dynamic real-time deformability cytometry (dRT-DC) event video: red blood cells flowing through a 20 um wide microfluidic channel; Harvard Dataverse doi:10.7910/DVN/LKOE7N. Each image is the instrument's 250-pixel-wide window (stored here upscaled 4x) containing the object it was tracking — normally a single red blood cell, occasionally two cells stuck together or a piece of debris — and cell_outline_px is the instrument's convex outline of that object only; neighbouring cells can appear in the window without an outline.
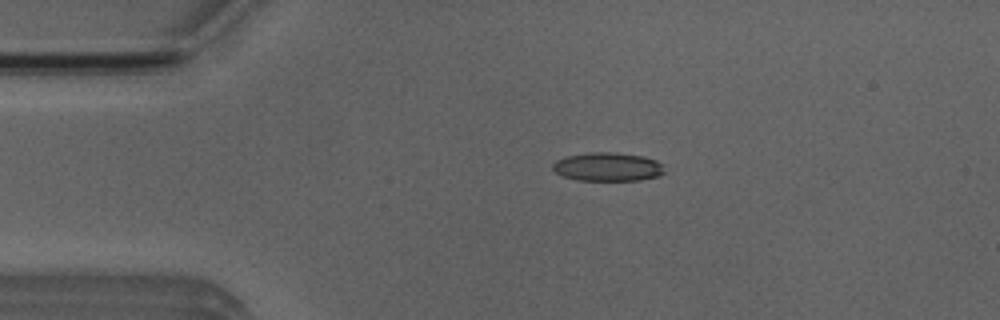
{"species": "Egyptian fruit bat (a non-hibernating species)", "species_latin": "Rousettus aegyptiacus", "temperature_condition": "room temperature", "stored_images_in_passage": 2, "camera_frame_rate_fps": 3000, "um_per_image_px": 0.085, "animal": {"sex": "male"}, "frame": {"image": 1, "passage_image": 1, "time_ms": 0.0, "image_size_px": [1000, 320], "cell_outline_px": [[664, 172], [660, 176], [640, 180], [576, 180], [564, 176], [556, 172], [552, 168], [552, 164], [556, 160], [564, 156], [588, 152], [616, 152], [644, 156], [656, 160], [664, 164]], "centroid_in_image_um": [51.67, 14.17], "position_along_channel_um": 33.3, "area_um2": 18.9}}